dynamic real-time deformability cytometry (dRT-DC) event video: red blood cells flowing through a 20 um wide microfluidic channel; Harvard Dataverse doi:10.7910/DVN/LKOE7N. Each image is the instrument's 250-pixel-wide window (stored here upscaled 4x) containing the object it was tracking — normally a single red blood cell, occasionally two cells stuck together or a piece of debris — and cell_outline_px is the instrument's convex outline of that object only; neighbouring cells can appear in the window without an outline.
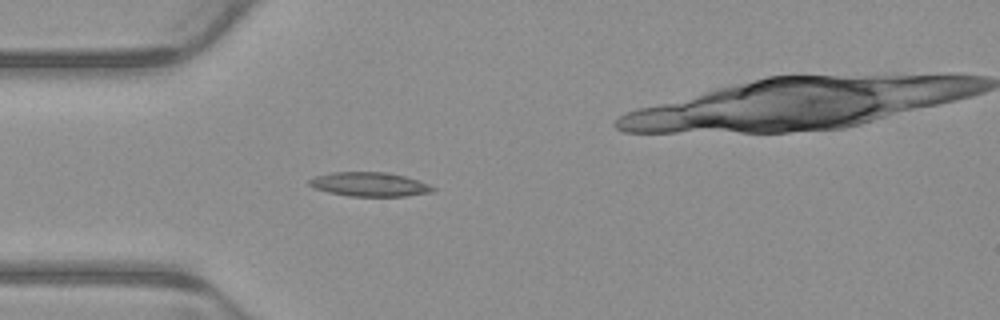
{"species": "common noctule bat (a hibernating species)", "species_latin": "Nyctalus noctula", "temperature_condition": "warm", "stored_images_in_passage": 7, "camera_frame_rate_fps": 3000, "um_per_image_px": 0.085, "animal": {"sex": "male", "body_mass_g": 23.1, "forearm_length_mm": 52.7}, "frame": {"image": 1, "passage_image": 5, "time_ms": 1.333, "image_size_px": [1000, 320], "cell_outline_px": [[436, 188], [432, 192], [404, 196], [348, 196], [328, 192], [316, 188], [308, 184], [308, 180], [316, 176], [332, 172], [388, 172], [404, 176], [428, 184]], "centroid_in_image_um": [31.4, 15.67], "position_along_channel_um": 53.6, "area_um2": 17.22}}